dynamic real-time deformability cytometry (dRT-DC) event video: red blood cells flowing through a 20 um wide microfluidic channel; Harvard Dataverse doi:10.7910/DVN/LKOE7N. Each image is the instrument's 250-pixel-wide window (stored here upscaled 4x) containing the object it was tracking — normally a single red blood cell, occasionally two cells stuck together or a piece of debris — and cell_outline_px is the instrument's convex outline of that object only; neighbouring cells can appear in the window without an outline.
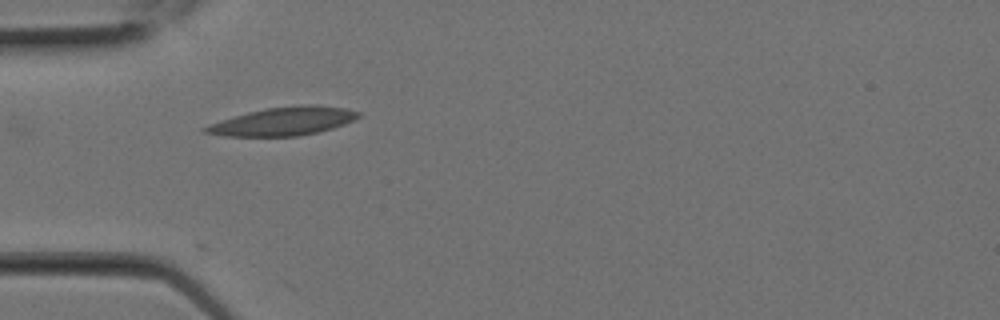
{"species": "Egyptian fruit bat (a non-hibernating species)", "species_latin": "Rousettus aegyptiacus", "temperature_condition": "room temperature", "stored_images_in_passage": 5, "camera_frame_rate_fps": 3000, "um_per_image_px": 0.085, "animal": {"sex": "female"}, "frame": {"image": 1, "passage_image": 1, "time_ms": 0.0, "image_size_px": [1000, 320], "cell_outline_px": [[360, 116], [344, 124], [332, 128], [300, 136], [220, 136], [204, 132], [200, 128], [208, 124], [220, 120], [248, 112], [268, 108], [300, 104], [308, 104], [344, 108], [360, 112]], "centroid_in_image_um": [24.02, 10.31], "position_along_channel_um": 61.0, "area_um2": 25.14}}
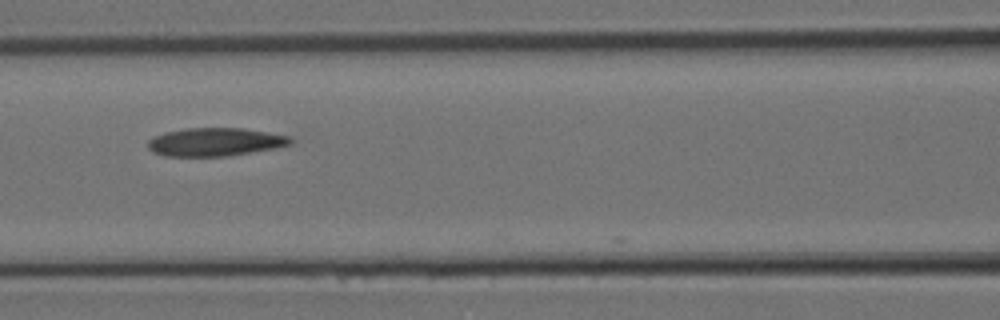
{"frame": {"image": 2, "passage_image": 4, "time_ms": 1.0, "image_size_px": [1000, 320], "cell_outline_px": [[296, 140], [292, 144], [276, 148], [228, 156], [164, 156], [152, 152], [148, 148], [148, 140], [152, 136], [164, 132], [188, 128], [244, 128], [292, 136]], "centroid_in_image_um": [18.32, 12.06], "position_along_channel_um": 148.3, "area_um2": 23.81}}
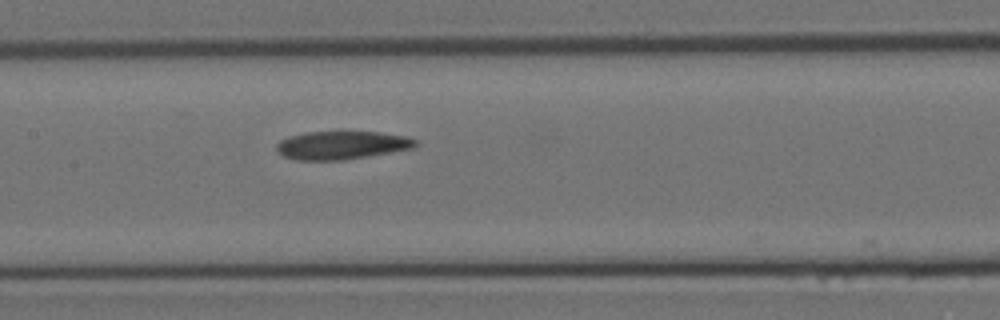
{"frame": {"image": 3, "passage_image": 5, "time_ms": 1.333, "image_size_px": [1000, 320], "cell_outline_px": [[420, 144], [412, 148], [392, 152], [344, 160], [296, 160], [284, 156], [276, 148], [276, 144], [280, 140], [292, 136], [308, 132], [380, 132], [408, 136], [416, 140]], "centroid_in_image_um": [29.1, 12.34], "position_along_channel_um": 178.3, "area_um2": 22.77}}